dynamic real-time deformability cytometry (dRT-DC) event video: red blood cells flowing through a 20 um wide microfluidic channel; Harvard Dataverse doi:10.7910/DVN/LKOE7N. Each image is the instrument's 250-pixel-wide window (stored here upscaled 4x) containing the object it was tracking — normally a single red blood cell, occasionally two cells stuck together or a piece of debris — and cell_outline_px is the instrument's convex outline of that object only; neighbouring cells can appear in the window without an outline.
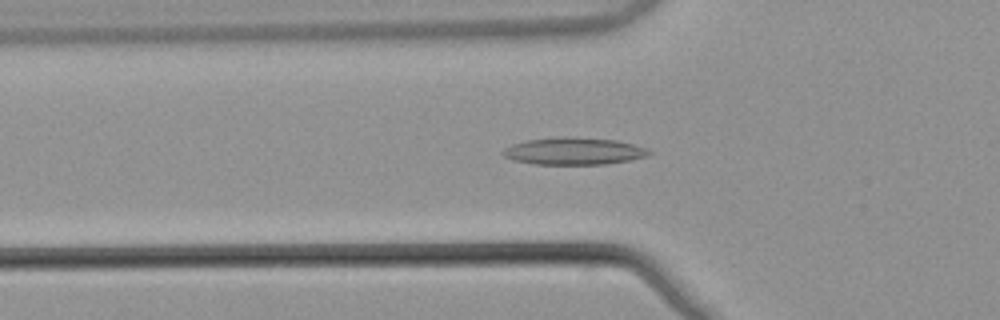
{"species": "common noctule bat (a hibernating species)", "species_latin": "Nyctalus noctula", "temperature_condition": "warm", "stored_images_in_passage": 53, "camera_frame_rate_fps": 3000, "um_per_image_px": 0.085, "animal": {"sex": "male", "body_mass_g": 21.5, "forearm_length_mm": 52.0}, "frame": {"image": 1, "passage_image": 18, "time_ms": 5.667, "image_size_px": [1000, 320], "cell_outline_px": [[652, 152], [644, 156], [628, 160], [604, 164], [532, 164], [512, 160], [504, 156], [500, 152], [504, 148], [512, 144], [528, 140], [564, 136], [616, 140], [632, 144], [644, 148]], "centroid_in_image_um": [48.69, 12.84], "position_along_channel_um": 77.1, "area_um2": 22.89}}
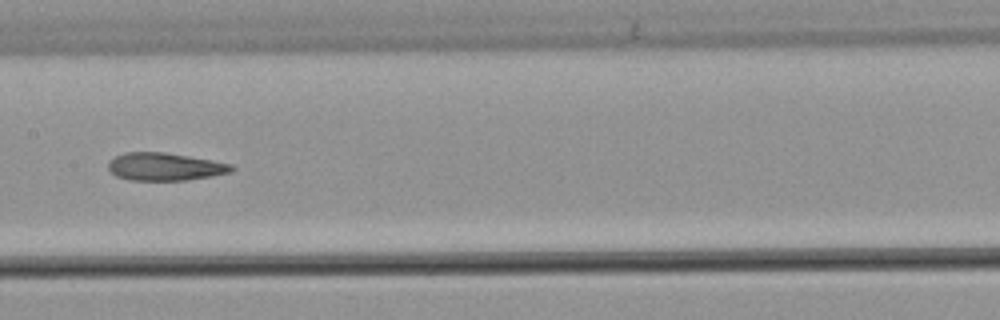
{"frame": {"image": 2, "passage_image": 27, "time_ms": 8.667, "image_size_px": [1000, 320], "cell_outline_px": [[236, 168], [232, 172], [212, 176], [184, 180], [128, 180], [116, 176], [108, 168], [108, 164], [116, 156], [124, 152], [164, 152], [188, 156], [232, 164]], "centroid_in_image_um": [14.03, 14.17], "position_along_channel_um": 193.4, "area_um2": 19.83}}
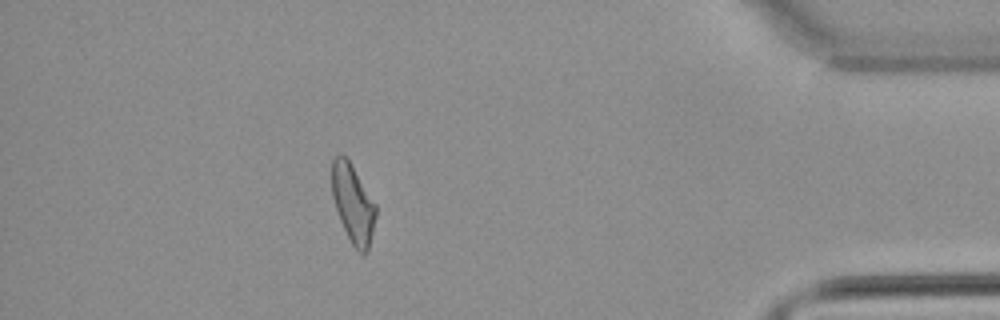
{"frame": {"image": 3, "passage_image": 47, "time_ms": 15.333, "image_size_px": [1000, 320], "cell_outline_px": [[376, 216], [368, 252], [364, 256], [352, 244], [340, 220], [332, 196], [332, 160], [340, 152], [348, 160], [376, 204]], "centroid_in_image_um": [30.01, 17.33], "position_along_channel_um": 405.2, "area_um2": 19.83}, "authors_computed_cell_mechanics": {"area_um2": 21.097, "velocity_mm_per_s": 3.8714, "shape_relaxation_time_tau1_ms": null, "shape_relaxation_time_tau2_ms": 3.5375, "deformation_change_tau1": null, "deformation_change_tau2": 0.1311}}